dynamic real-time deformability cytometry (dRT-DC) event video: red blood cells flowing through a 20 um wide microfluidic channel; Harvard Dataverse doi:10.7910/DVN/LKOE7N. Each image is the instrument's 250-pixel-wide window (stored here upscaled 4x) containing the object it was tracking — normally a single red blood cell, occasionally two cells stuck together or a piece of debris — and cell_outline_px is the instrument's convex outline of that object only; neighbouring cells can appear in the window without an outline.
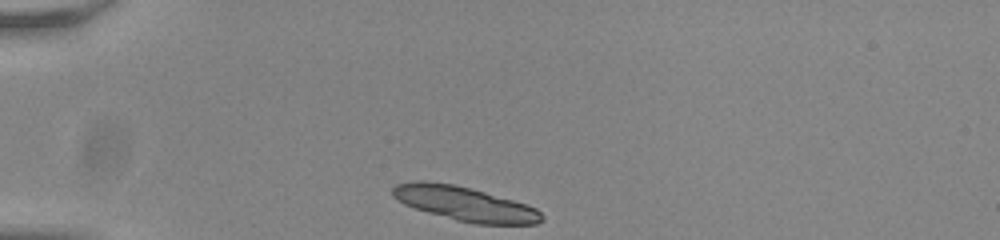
{"species": "common noctule bat (a hibernating species)", "species_latin": "Nyctalus noctula", "temperature_condition": "room temperature", "stored_images_in_passage": 34, "segment_of_instrument_passage": [1, 2], "camera_frame_rate_fps": 3000, "um_per_image_px": 0.085, "animal": {"sex": "male", "body_mass_g": 20.0, "forearm_length_mm": 53.3}, "frame": {"image": 1, "passage_image": 1, "time_ms": 0.0, "image_size_px": [1000, 240], "cell_outline_px": [[544, 220], [536, 224], [472, 224], [456, 220], [428, 212], [404, 204], [392, 196], [392, 188], [396, 184], [412, 180], [424, 180], [452, 184], [484, 192], [528, 204], [536, 208], [544, 216]], "centroid_in_image_um": [39.51, 17.32], "position_along_channel_um": 45.5, "area_um2": 29.77}}